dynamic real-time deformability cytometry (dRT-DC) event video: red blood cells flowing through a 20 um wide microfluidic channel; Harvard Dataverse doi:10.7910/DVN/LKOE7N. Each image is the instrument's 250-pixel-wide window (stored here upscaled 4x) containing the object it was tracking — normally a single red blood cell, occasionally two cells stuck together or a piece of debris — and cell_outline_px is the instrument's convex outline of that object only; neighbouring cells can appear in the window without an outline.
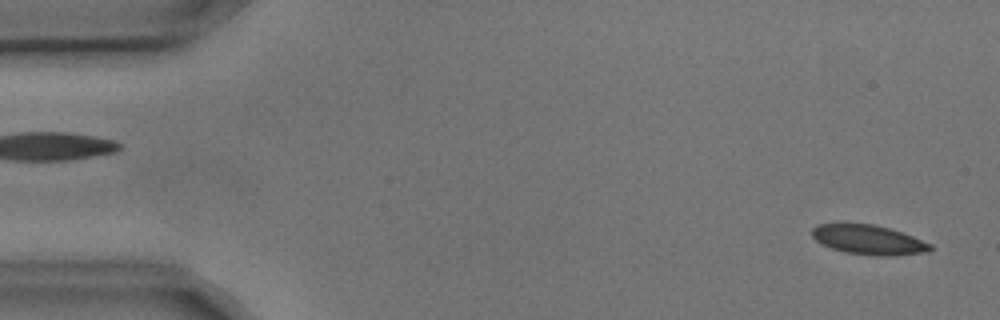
{"species": "common noctule bat (a hibernating species)", "species_latin": "Nyctalus noctula", "temperature_condition": "cold", "stored_images_in_passage": 4, "segment_of_instrument_passage": [2, 2], "camera_frame_rate_fps": 3000, "um_per_image_px": 0.085, "animal": {"sex": "male", "body_mass_g": 17.9, "forearm_length_mm": 54.2}, "frame": {"image": 1, "passage_image": 4, "time_ms": 1.0, "image_size_px": [1000, 320], "cell_outline_px": [[932, 248], [928, 252], [892, 256], [876, 256], [844, 252], [820, 244], [812, 236], [812, 228], [816, 224], [872, 224], [888, 228], [912, 236], [932, 244]], "centroid_in_image_um": [73.81, 20.39], "position_along_channel_um": 11.2, "area_um2": 20.29}}